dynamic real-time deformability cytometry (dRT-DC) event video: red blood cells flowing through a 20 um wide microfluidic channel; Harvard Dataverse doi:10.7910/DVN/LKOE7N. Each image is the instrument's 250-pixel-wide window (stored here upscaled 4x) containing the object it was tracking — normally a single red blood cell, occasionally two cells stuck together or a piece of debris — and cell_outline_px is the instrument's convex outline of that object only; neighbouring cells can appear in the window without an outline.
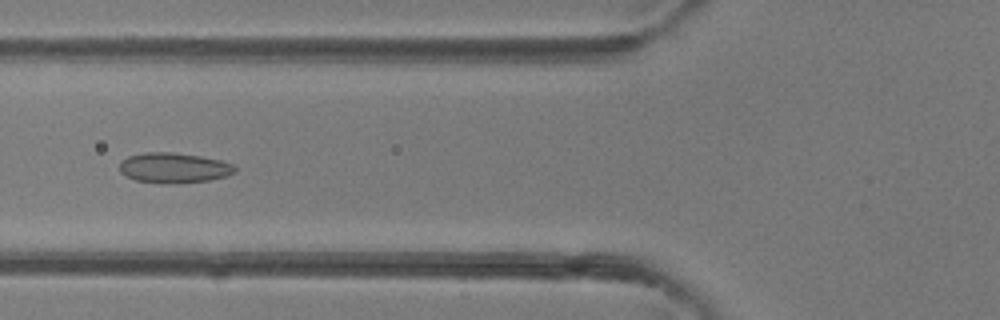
{"species": "common noctule bat (a hibernating species)", "species_latin": "Nyctalus noctula", "temperature_condition": "room temperature", "stored_images_in_passage": 5, "camera_frame_rate_fps": 3000, "um_per_image_px": 0.085, "animal": {"sex": "female"}, "frame": {"image": 1, "passage_image": 4, "time_ms": 3.333, "image_size_px": [1000, 320], "cell_outline_px": [[236, 172], [228, 176], [208, 180], [168, 184], [160, 184], [136, 180], [120, 172], [120, 160], [128, 156], [144, 152], [172, 152], [200, 156], [220, 160], [232, 164], [236, 168]], "centroid_in_image_um": [14.77, 14.26], "position_along_channel_um": 111.0, "area_um2": 20.4}}
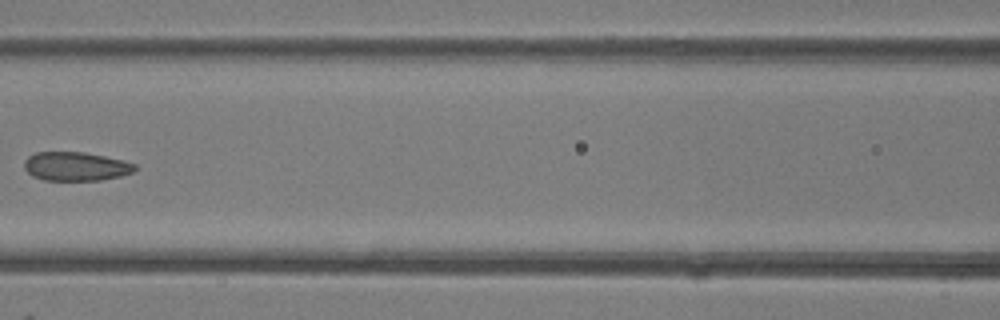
{"frame": {"image": 2, "passage_image": 5, "time_ms": 4.333, "image_size_px": [1000, 320], "cell_outline_px": [[136, 168], [132, 172], [120, 176], [100, 180], [44, 180], [32, 176], [24, 168], [24, 160], [28, 156], [36, 152], [84, 152], [104, 156], [136, 164]], "centroid_in_image_um": [6.4, 14.14], "position_along_channel_um": 160.2, "area_um2": 18.5}}